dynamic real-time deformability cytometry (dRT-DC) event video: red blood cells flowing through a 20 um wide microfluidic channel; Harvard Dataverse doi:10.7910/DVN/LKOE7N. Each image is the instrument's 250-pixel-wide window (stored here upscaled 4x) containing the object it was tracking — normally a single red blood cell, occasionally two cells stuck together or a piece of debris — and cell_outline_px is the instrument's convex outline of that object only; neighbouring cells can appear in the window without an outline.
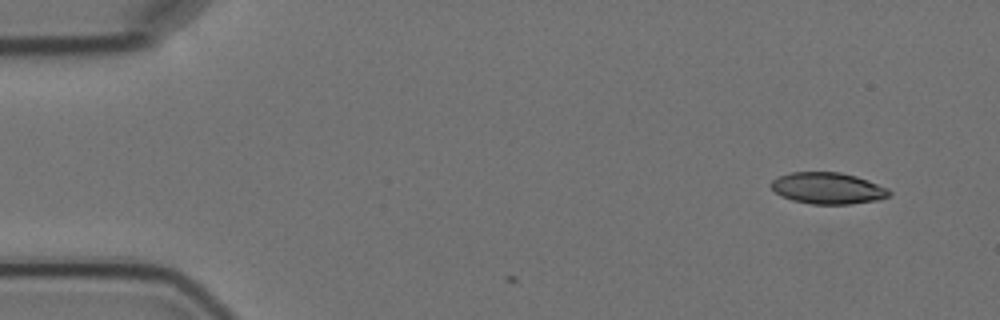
{"species": "Egyptian fruit bat (a non-hibernating species)", "species_latin": "Rousettus aegyptiacus", "temperature_condition": "cold", "stored_images_in_passage": 2, "camera_frame_rate_fps": 3000, "um_per_image_px": 0.085, "animal": {"sex": "female"}, "frame": {"image": 1, "passage_image": 1, "time_ms": 0.0, "image_size_px": [1000, 320], "cell_outline_px": [[892, 192], [888, 196], [876, 200], [848, 204], [812, 204], [792, 200], [780, 196], [772, 188], [772, 180], [780, 176], [792, 172], [840, 172], [856, 176], [868, 180], [888, 188]], "centroid_in_image_um": [70.37, 16.0], "position_along_channel_um": 14.6, "area_um2": 21.5}}